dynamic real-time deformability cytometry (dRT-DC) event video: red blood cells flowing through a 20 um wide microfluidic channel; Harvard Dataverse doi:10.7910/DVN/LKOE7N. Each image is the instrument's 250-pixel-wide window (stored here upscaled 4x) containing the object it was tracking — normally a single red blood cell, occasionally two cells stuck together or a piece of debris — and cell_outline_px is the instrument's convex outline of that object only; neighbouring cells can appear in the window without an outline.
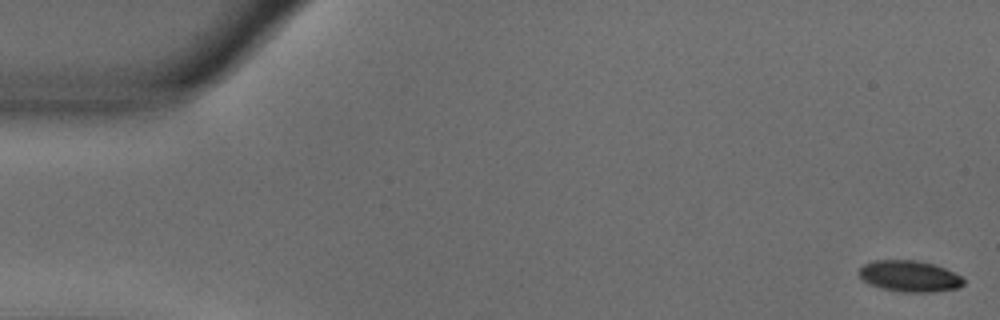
{"species": "common noctule bat (a hibernating species)", "species_latin": "Nyctalus noctula", "temperature_condition": "warm", "stored_images_in_passage": 55, "camera_frame_rate_fps": 3000, "um_per_image_px": 0.085, "animal": {"sex": "male", "body_mass_g": 18.8}, "frame": {"image": 1, "passage_image": 1, "time_ms": 0.0, "image_size_px": [1000, 320], "cell_outline_px": [[964, 284], [960, 288], [932, 292], [900, 292], [880, 288], [868, 284], [860, 276], [860, 268], [864, 264], [872, 260], [916, 260], [932, 264], [944, 268], [960, 276], [964, 280]], "centroid_in_image_um": [77.3, 23.48], "position_along_channel_um": 7.7, "area_um2": 19.02}}
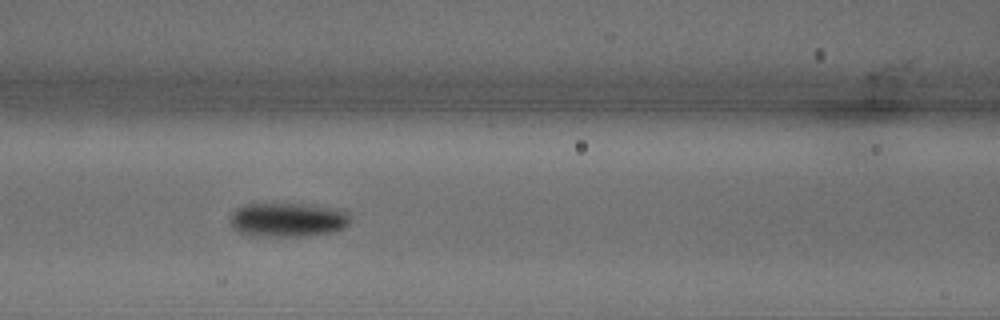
{"frame": {"image": 2, "passage_image": 23, "time_ms": 7.333, "image_size_px": [1000, 320], "cell_outline_px": [[348, 224], [344, 228], [336, 232], [304, 236], [252, 236], [240, 232], [232, 224], [232, 212], [236, 208], [244, 204], [312, 204], [336, 208], [344, 212], [348, 216]], "centroid_in_image_um": [24.48, 18.68], "position_along_channel_um": 142.1, "area_um2": 23.81}}
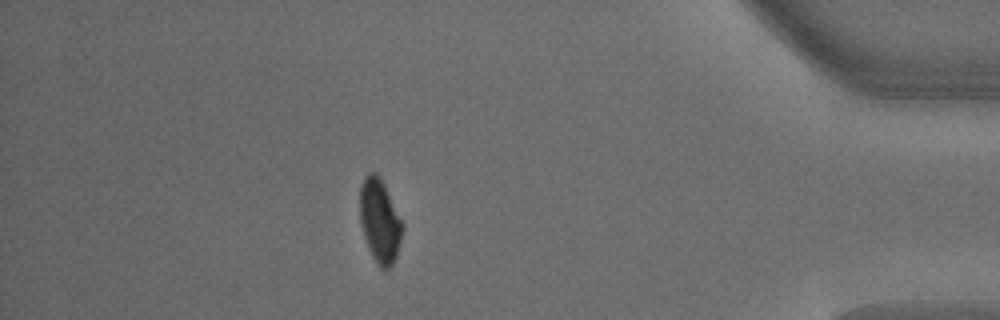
{"frame": {"image": 3, "passage_image": 48, "time_ms": 15.667, "image_size_px": [1000, 320], "cell_outline_px": [[404, 228], [396, 256], [392, 264], [388, 268], [380, 268], [376, 264], [368, 248], [364, 236], [360, 220], [360, 184], [364, 176], [368, 172], [376, 172], [384, 184], [404, 224]], "centroid_in_image_um": [32.28, 18.76], "position_along_channel_um": 402.9, "area_um2": 20.81}, "authors_computed_cell_mechanics": {"area_um2": 21.3282, "velocity_mm_per_s": 3.6644, "shape_relaxation_time_tau1_ms": 2.7593, "shape_relaxation_time_tau2_ms": null, "deformation_change_tau1": 0.1398, "deformation_change_tau2": null}}